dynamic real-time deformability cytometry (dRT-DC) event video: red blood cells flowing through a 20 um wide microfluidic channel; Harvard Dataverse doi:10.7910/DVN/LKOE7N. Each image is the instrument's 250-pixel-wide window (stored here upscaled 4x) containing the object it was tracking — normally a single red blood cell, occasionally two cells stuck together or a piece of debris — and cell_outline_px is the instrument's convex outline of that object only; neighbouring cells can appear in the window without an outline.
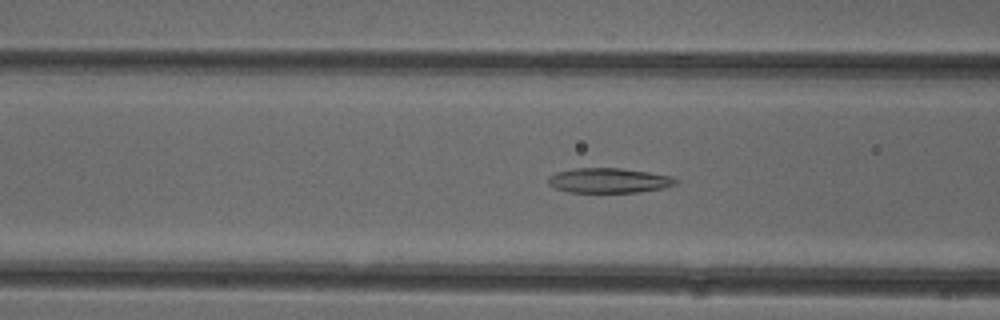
{"species": "common noctule bat (a hibernating species)", "species_latin": "Nyctalus noctula", "temperature_condition": "cold", "stored_images_in_passage": 40, "camera_frame_rate_fps": 3000, "um_per_image_px": 0.085, "animal": {"sex": "female"}, "frame": {"image": 1, "passage_image": 9, "time_ms": 2.667, "image_size_px": [1000, 320], "cell_outline_px": [[680, 180], [676, 184], [664, 188], [636, 192], [568, 192], [556, 188], [548, 184], [548, 176], [556, 172], [576, 168], [620, 168], [648, 172], [672, 176]], "centroid_in_image_um": [51.77, 15.34], "position_along_channel_um": 114.8, "area_um2": 18.5}}
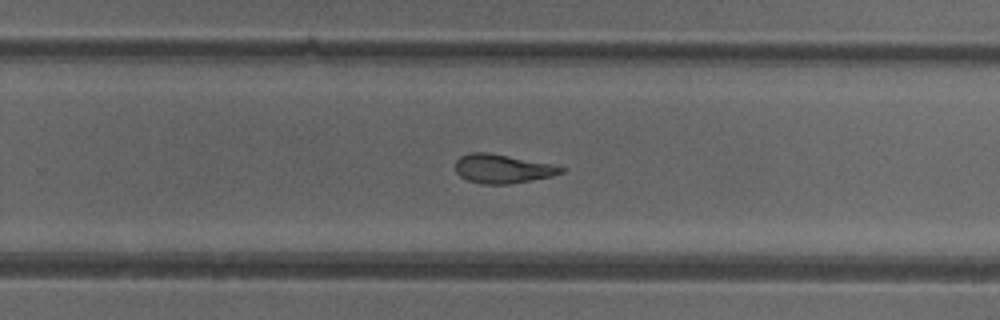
{"frame": {"image": 2, "passage_image": 22, "time_ms": 7.0, "image_size_px": [1000, 320], "cell_outline_px": [[568, 168], [564, 172], [552, 176], [508, 184], [484, 184], [468, 180], [460, 176], [456, 172], [456, 160], [460, 156], [472, 152], [488, 152], [556, 164]], "centroid_in_image_um": [42.77, 14.33], "position_along_channel_um": 287.0, "area_um2": 17.98}}
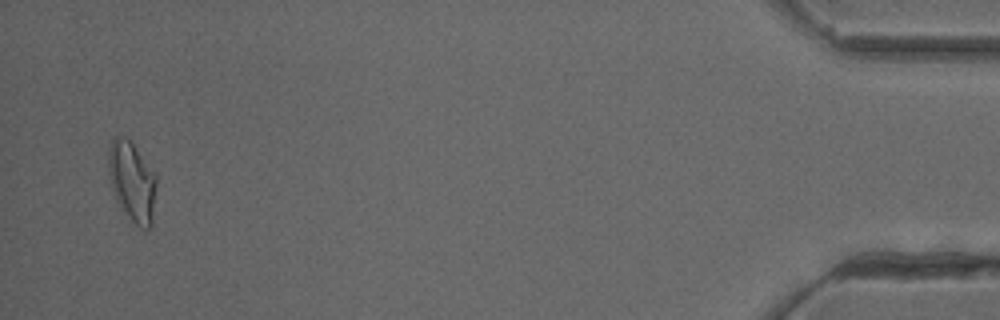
{"frame": {"image": 3, "passage_image": 39, "time_ms": 12.667, "image_size_px": [1000, 320], "cell_outline_px": [[156, 188], [152, 224], [148, 228], [140, 228], [128, 216], [116, 200], [108, 176], [108, 148], [112, 140], [116, 136], [124, 136], [132, 144], [156, 176]], "centroid_in_image_um": [11.21, 15.44], "position_along_channel_um": 424.0, "area_um2": 21.96}, "authors_computed_cell_mechanics": {"area_um2": 18.6116, "velocity_mm_per_s": 3.9855, "shape_relaxation_time_tau1_ms": null, "shape_relaxation_time_tau2_ms": 3.1596, "deformation_change_tau1": null, "deformation_change_tau2": 0.1215}}